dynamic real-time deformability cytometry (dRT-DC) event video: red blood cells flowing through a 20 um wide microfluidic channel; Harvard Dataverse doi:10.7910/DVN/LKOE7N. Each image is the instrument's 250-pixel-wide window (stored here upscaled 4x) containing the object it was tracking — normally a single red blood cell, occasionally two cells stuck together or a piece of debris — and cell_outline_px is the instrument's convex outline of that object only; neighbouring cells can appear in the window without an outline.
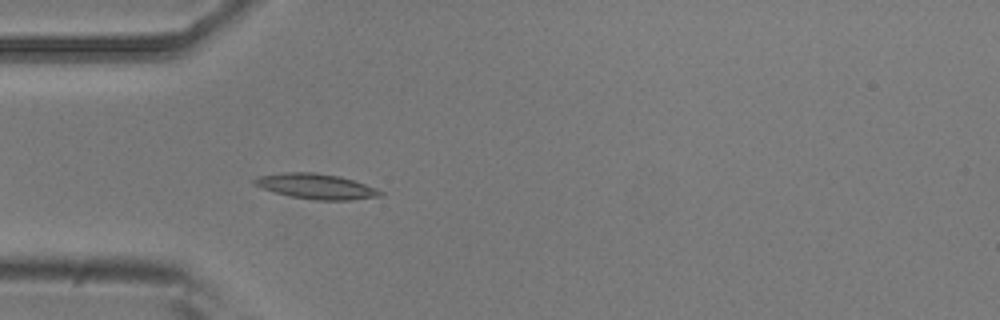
{"species": "common noctule bat (a hibernating species)", "species_latin": "Nyctalus noctula", "temperature_condition": "room temperature", "stored_images_in_passage": 5, "camera_frame_rate_fps": 3000, "um_per_image_px": 0.085, "animal": {"sex": "male", "body_mass_g": 20.5, "forearm_length_mm": 52.5}, "frame": {"image": 1, "passage_image": 5, "time_ms": 1.333, "image_size_px": [1000, 320], "cell_outline_px": [[384, 196], [352, 200], [316, 200], [288, 196], [252, 184], [252, 180], [256, 176], [284, 172], [312, 172], [340, 176], [376, 188], [384, 192]], "centroid_in_image_um": [26.88, 15.84], "position_along_channel_um": 58.1, "area_um2": 18.61}}